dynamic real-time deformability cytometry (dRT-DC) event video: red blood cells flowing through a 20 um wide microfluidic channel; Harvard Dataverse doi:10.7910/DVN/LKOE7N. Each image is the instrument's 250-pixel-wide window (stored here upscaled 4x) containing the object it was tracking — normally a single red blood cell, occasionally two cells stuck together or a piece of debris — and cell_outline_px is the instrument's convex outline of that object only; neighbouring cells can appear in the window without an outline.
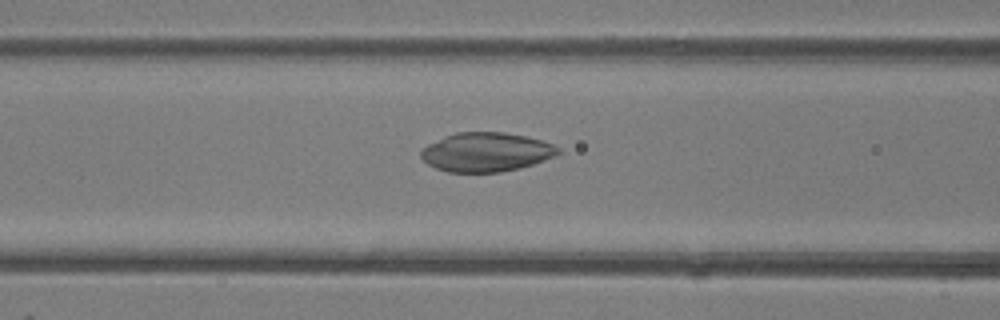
{"species": "common noctule bat (a hibernating species)", "species_latin": "Nyctalus noctula", "temperature_condition": "room temperature", "stored_images_in_passage": 47, "camera_frame_rate_fps": 3000, "um_per_image_px": 0.085, "animal": {"sex": "female"}, "frame": {"image": 1, "passage_image": 19, "time_ms": 6.0, "image_size_px": [1000, 320], "cell_outline_px": [[560, 152], [556, 156], [520, 168], [500, 172], [448, 172], [436, 168], [428, 164], [420, 156], [420, 152], [428, 144], [444, 136], [456, 132], [504, 132], [524, 136], [540, 140], [552, 144], [560, 148]], "centroid_in_image_um": [41.32, 12.93], "position_along_channel_um": 125.3, "area_um2": 31.15}}
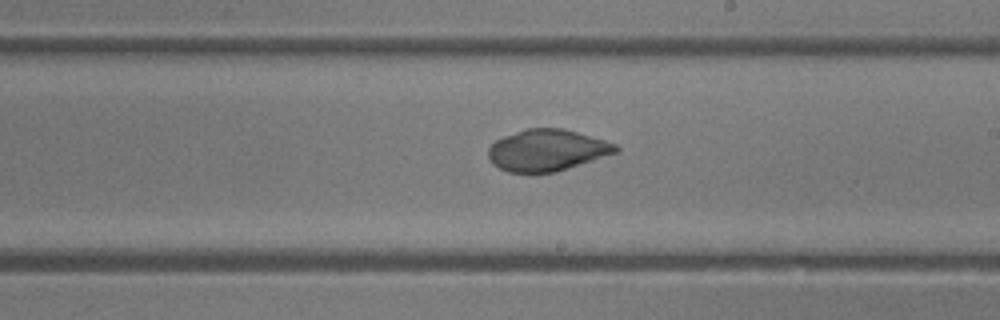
{"frame": {"image": 2, "passage_image": 27, "time_ms": 8.667, "image_size_px": [1000, 320], "cell_outline_px": [[620, 148], [616, 152], [556, 172], [508, 172], [492, 164], [488, 156], [488, 148], [496, 140], [504, 136], [528, 128], [564, 128], [604, 140], [616, 144]], "centroid_in_image_um": [46.47, 12.76], "position_along_channel_um": 242.5, "area_um2": 30.52}}
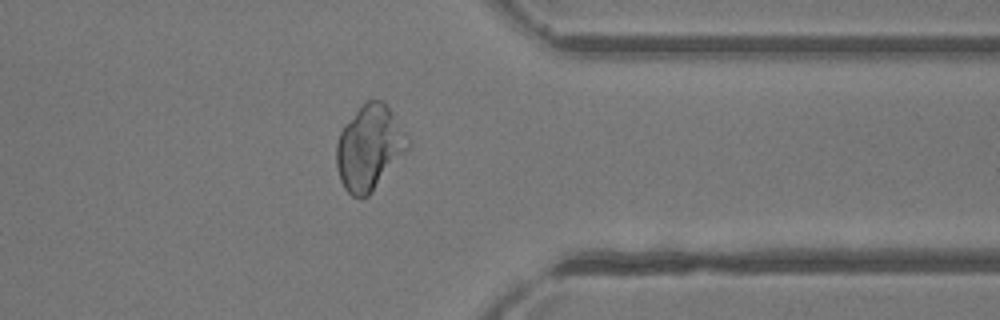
{"frame": {"image": 3, "passage_image": 37, "time_ms": 12.0, "image_size_px": [1000, 320], "cell_outline_px": [[408, 148], [372, 192], [368, 196], [360, 200], [352, 196], [344, 188], [340, 180], [336, 164], [336, 144], [340, 132], [344, 124], [368, 100], [384, 100], [404, 132], [408, 144]], "centroid_in_image_um": [31.35, 12.59], "position_along_channel_um": 380.1, "area_um2": 34.68}}